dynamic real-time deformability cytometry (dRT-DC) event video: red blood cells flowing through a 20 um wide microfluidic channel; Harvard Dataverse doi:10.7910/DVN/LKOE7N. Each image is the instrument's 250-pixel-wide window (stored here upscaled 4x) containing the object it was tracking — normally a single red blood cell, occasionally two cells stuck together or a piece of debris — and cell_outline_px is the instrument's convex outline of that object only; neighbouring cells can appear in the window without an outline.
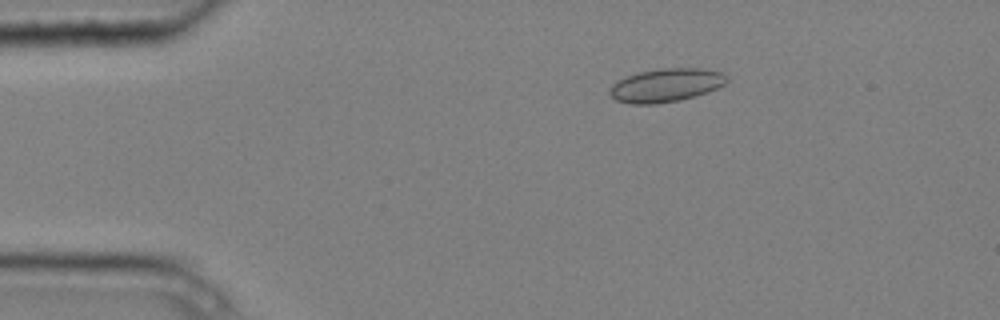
{"species": "common noctule bat (a hibernating species)", "species_latin": "Nyctalus noctula", "temperature_condition": "cold", "stored_images_in_passage": 5, "camera_frame_rate_fps": 3000, "um_per_image_px": 0.085, "animal": {"sex": "male", "body_mass_g": 20.4}, "frame": {"image": 1, "passage_image": 2, "time_ms": 0.333, "image_size_px": [1000, 320], "cell_outline_px": [[728, 80], [724, 84], [708, 92], [696, 96], [680, 100], [656, 104], [632, 104], [616, 100], [608, 92], [612, 84], [628, 76], [640, 72], [660, 68], [700, 68], [720, 72], [728, 76]], "centroid_in_image_um": [56.62, 7.25], "position_along_channel_um": 28.4, "area_um2": 22.72}}
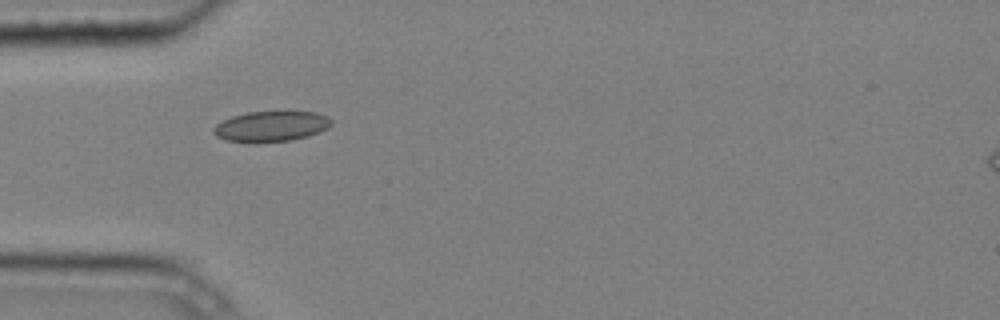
{"frame": {"image": 2, "passage_image": 4, "time_ms": 1.0, "image_size_px": [1000, 320], "cell_outline_px": [[332, 124], [328, 128], [320, 132], [308, 136], [292, 140], [256, 144], [248, 144], [228, 140], [216, 136], [212, 132], [212, 128], [216, 124], [232, 116], [248, 112], [316, 112], [328, 116], [332, 120]], "centroid_in_image_um": [23.03, 10.77], "position_along_channel_um": 62.0, "area_um2": 21.33}}
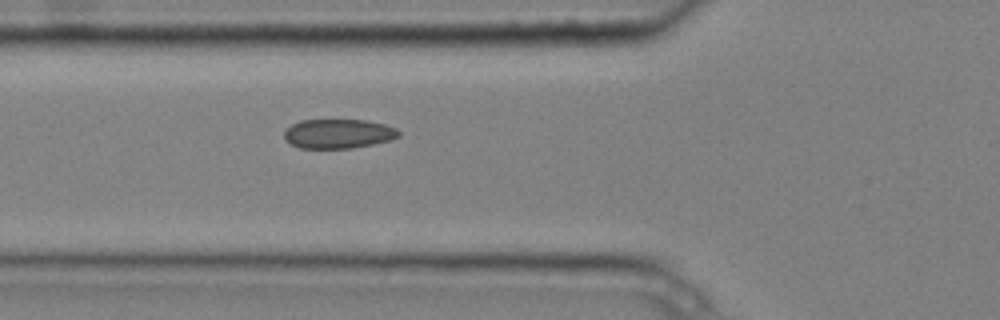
{"frame": {"image": 3, "passage_image": 5, "time_ms": 1.333, "image_size_px": [1000, 320], "cell_outline_px": [[400, 136], [392, 140], [352, 148], [300, 148], [284, 140], [284, 132], [292, 124], [300, 120], [368, 120], [384, 124], [396, 128], [400, 132]], "centroid_in_image_um": [28.77, 11.36], "position_along_channel_um": 97.0, "area_um2": 19.65}}